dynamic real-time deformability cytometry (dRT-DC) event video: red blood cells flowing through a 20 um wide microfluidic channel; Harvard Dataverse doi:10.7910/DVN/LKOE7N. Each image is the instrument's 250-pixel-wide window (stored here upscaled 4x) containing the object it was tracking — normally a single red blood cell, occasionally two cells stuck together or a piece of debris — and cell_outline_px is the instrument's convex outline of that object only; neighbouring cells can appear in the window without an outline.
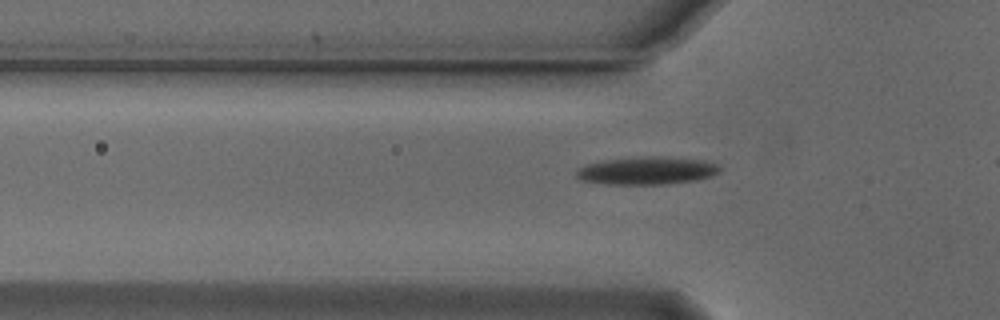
{"species": "Egyptian fruit bat (a non-hibernating species)", "species_latin": "Rousettus aegyptiacus", "temperature_condition": "cold", "stored_images_in_passage": 32, "camera_frame_rate_fps": 3000, "um_per_image_px": 0.085, "animal": {"sex": "male"}, "frame": {"image": 1, "passage_image": 3, "time_ms": 0.667, "image_size_px": [1000, 320], "cell_outline_px": [[720, 168], [716, 172], [708, 176], [692, 180], [664, 184], [608, 184], [584, 180], [576, 176], [576, 172], [580, 168], [588, 164], [608, 160], [656, 156], [660, 156], [704, 160], [716, 164]], "centroid_in_image_um": [54.98, 14.5], "position_along_channel_um": 70.8, "area_um2": 22.37}}
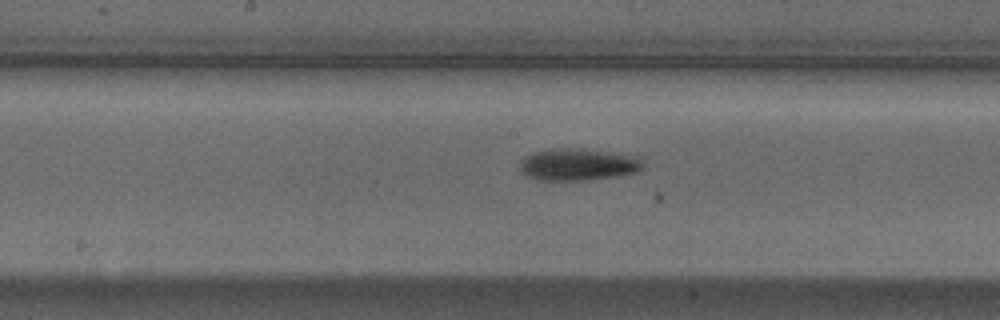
{"frame": {"image": 2, "passage_image": 13, "time_ms": 4.0, "image_size_px": [1000, 320], "cell_outline_px": [[644, 168], [640, 172], [588, 180], [540, 180], [528, 176], [520, 168], [520, 164], [524, 156], [532, 152], [552, 148], [568, 148], [640, 156], [644, 164]], "centroid_in_image_um": [49.16, 13.99], "position_along_channel_um": 199.0, "area_um2": 22.83}}
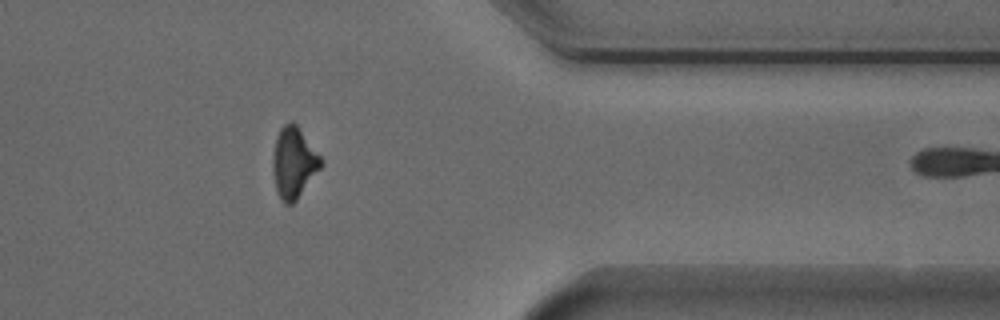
{"frame": {"image": 3, "passage_image": 29, "time_ms": 9.333, "image_size_px": [1000, 320], "cell_outline_px": [[324, 164], [296, 200], [292, 204], [284, 204], [280, 200], [276, 188], [272, 168], [272, 160], [276, 136], [280, 128], [284, 124], [292, 120], [296, 124], [324, 160]], "centroid_in_image_um": [24.97, 13.82], "position_along_channel_um": 386.4, "area_um2": 20.0}, "authors_computed_cell_mechanics": {"area_um2": 21.386, "velocity_mm_per_s": 3.8395, "shape_relaxation_time_tau1_ms": 2.2226, "shape_relaxation_time_tau2_ms": null, "deformation_change_tau1": 0.1251, "deformation_change_tau2": null}}